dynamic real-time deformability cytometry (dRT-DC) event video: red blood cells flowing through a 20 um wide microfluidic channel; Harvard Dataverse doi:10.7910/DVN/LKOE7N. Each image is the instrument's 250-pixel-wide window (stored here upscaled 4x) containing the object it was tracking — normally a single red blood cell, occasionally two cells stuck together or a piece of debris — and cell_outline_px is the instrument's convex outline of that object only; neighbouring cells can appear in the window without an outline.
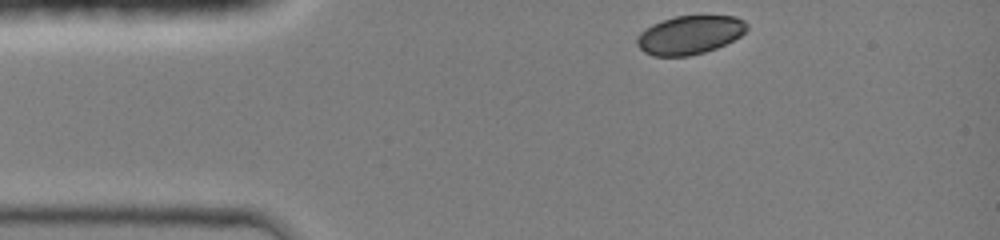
{"species": "common noctule bat (a hibernating species)", "species_latin": "Nyctalus noctula", "temperature_condition": "room temperature", "stored_images_in_passage": 9, "camera_frame_rate_fps": 3000, "um_per_image_px": 0.085, "animal": {"sex": "female", "body_mass_g": 19.0, "forearm_length_mm": 51.5}, "frame": {"image": 1, "passage_image": 1, "time_ms": 0.0, "image_size_px": [1000, 240], "cell_outline_px": [[748, 28], [740, 36], [716, 48], [704, 52], [688, 56], [652, 56], [644, 52], [636, 44], [636, 36], [644, 28], [652, 24], [676, 16], [736, 16], [744, 20], [748, 24]], "centroid_in_image_um": [58.6, 2.97], "position_along_channel_um": 26.4, "area_um2": 24.74}}
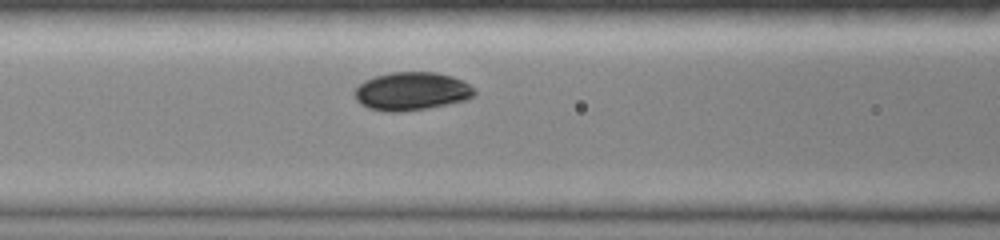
{"frame": {"image": 2, "passage_image": 6, "time_ms": 3.667, "image_size_px": [1000, 240], "cell_outline_px": [[476, 92], [468, 100], [428, 108], [404, 112], [388, 112], [368, 108], [360, 104], [356, 100], [356, 88], [364, 80], [376, 76], [392, 72], [436, 72], [452, 76], [464, 80]], "centroid_in_image_um": [35.0, 7.76], "position_along_channel_um": 131.6, "area_um2": 26.76}}
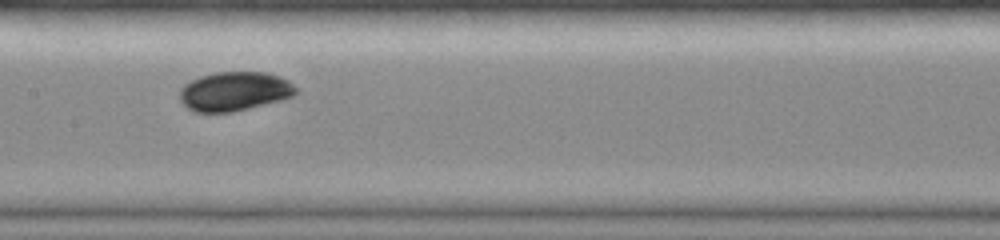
{"frame": {"image": 3, "passage_image": 8, "time_ms": 5.0, "image_size_px": [1000, 240], "cell_outline_px": [[296, 92], [292, 96], [280, 100], [232, 112], [196, 112], [188, 108], [180, 100], [180, 88], [184, 84], [200, 76], [216, 72], [268, 72], [280, 76], [288, 80], [296, 88]], "centroid_in_image_um": [19.92, 7.75], "position_along_channel_um": 187.5, "area_um2": 26.36}}